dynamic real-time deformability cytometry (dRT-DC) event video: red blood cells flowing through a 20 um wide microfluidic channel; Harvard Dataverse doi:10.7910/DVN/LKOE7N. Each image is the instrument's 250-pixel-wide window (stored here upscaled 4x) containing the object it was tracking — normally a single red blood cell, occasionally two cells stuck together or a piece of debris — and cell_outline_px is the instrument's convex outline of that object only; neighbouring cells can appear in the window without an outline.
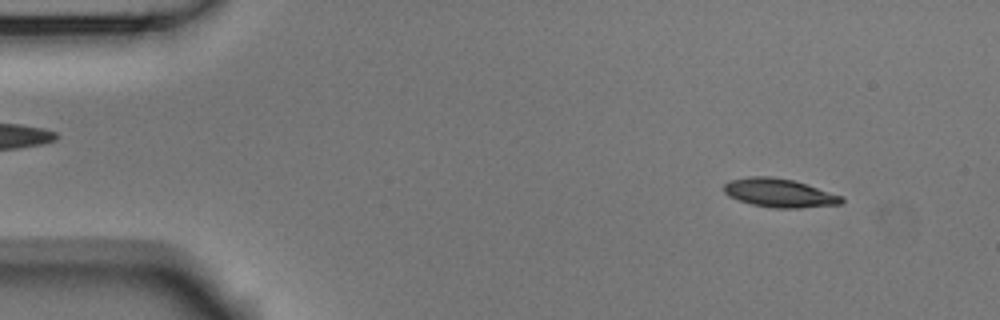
{"species": "Egyptian fruit bat (a non-hibernating species)", "species_latin": "Rousettus aegyptiacus", "temperature_condition": "room temperature", "stored_images_in_passage": 50, "camera_frame_rate_fps": 3000, "um_per_image_px": 0.085, "animal": {"sex": "male"}, "frame": {"image": 1, "passage_image": 2, "time_ms": 0.333, "image_size_px": [1000, 320], "cell_outline_px": [[844, 200], [840, 204], [800, 208], [772, 208], [752, 204], [728, 196], [724, 192], [724, 184], [728, 180], [748, 176], [772, 176], [792, 180], [844, 196]], "centroid_in_image_um": [66.23, 16.39], "position_along_channel_um": 18.8, "area_um2": 19.65}}
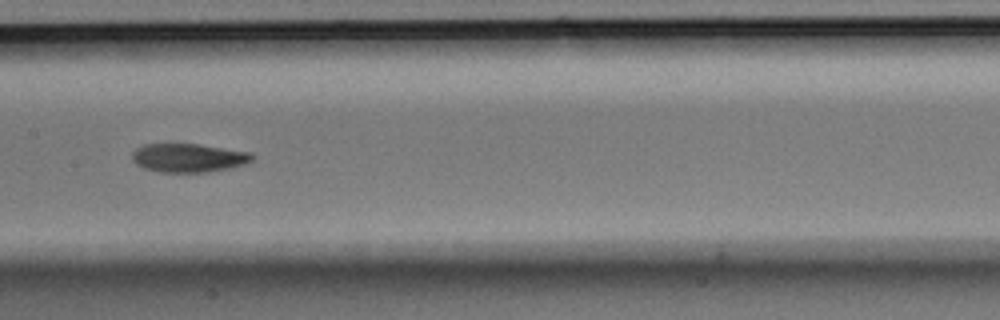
{"frame": {"image": 2, "passage_image": 23, "time_ms": 7.333, "image_size_px": [1000, 320], "cell_outline_px": [[252, 160], [244, 164], [228, 168], [208, 172], [160, 172], [144, 168], [136, 164], [132, 160], [132, 152], [136, 148], [144, 144], [200, 144], [252, 152]], "centroid_in_image_um": [16.0, 13.41], "position_along_channel_um": 191.4, "area_um2": 20.06}}
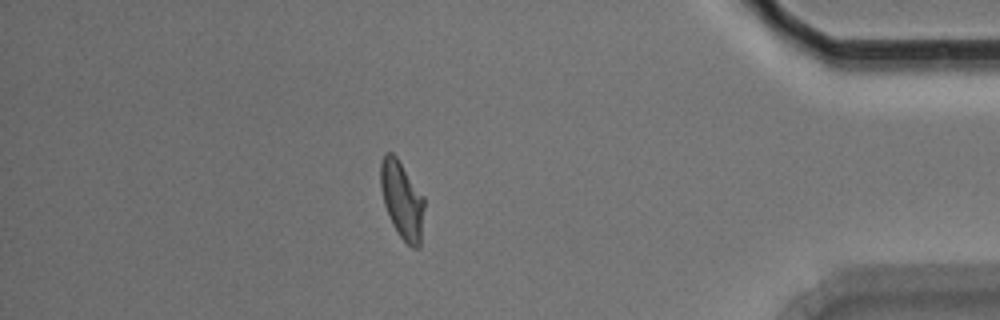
{"frame": {"image": 3, "passage_image": 43, "time_ms": 14.0, "image_size_px": [1000, 320], "cell_outline_px": [[424, 208], [420, 248], [412, 248], [400, 236], [384, 204], [380, 188], [380, 164], [384, 152], [392, 152], [396, 156], [424, 196]], "centroid_in_image_um": [34.17, 16.96], "position_along_channel_um": 401.0, "area_um2": 19.59}, "authors_computed_cell_mechanics": {"area_um2": 20.0855, "velocity_mm_per_s": 3.7367, "shape_relaxation_time_tau1_ms": 4.6174, "shape_relaxation_time_tau2_ms": 3.6995, "deformation_change_tau1": 0.1534, "deformation_change_tau2": 0.0989}}